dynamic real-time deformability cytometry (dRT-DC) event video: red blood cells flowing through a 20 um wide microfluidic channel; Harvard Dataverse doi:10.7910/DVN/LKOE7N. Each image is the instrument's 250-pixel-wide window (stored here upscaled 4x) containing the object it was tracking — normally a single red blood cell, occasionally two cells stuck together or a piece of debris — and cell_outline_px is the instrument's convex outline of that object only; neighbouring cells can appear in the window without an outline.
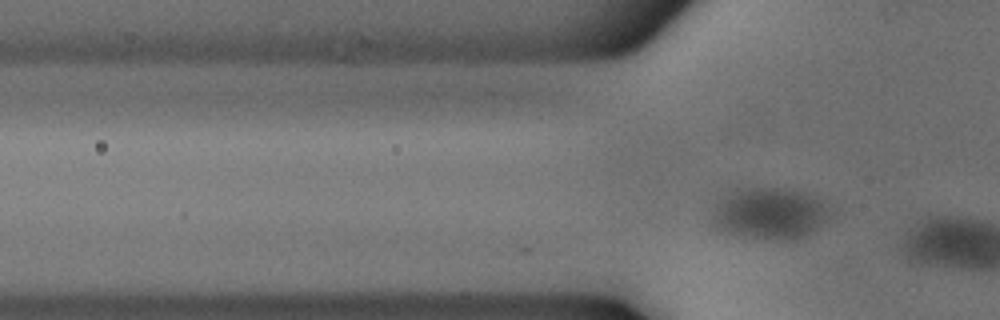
{"species": "common noctule bat (a hibernating species)", "species_latin": "Nyctalus noctula", "temperature_condition": "cold", "stored_images_in_passage": 7, "camera_frame_rate_fps": 3000, "um_per_image_px": 0.085, "animal": {"sex": "male", "body_mass_g": 18.8}, "frame": {"image": 1, "passage_image": 7, "time_ms": 2.0, "image_size_px": [1000, 320], "cell_outline_px": [[832, 212], [828, 220], [808, 236], [800, 240], [744, 240], [728, 236], [712, 228], [712, 208], [724, 196], [736, 188], [780, 188], [800, 192], [812, 196]], "centroid_in_image_um": [65.32, 18.23], "position_along_channel_um": 60.5, "area_um2": 36.7}}